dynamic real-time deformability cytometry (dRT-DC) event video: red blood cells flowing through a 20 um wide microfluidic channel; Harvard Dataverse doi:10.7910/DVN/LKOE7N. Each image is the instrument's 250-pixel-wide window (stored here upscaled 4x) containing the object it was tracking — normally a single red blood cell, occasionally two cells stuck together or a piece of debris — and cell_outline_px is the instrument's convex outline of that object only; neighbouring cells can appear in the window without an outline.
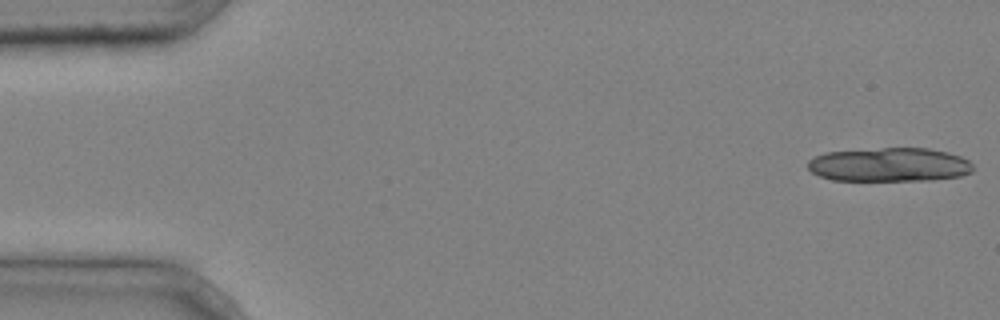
{"species": "common noctule bat (a hibernating species)", "species_latin": "Nyctalus noctula", "temperature_condition": "cold", "stored_images_in_passage": 6, "segment_of_instrument_passage": [1, 2], "camera_frame_rate_fps": 3000, "um_per_image_px": 0.085, "animal": {"sex": "male", "body_mass_g": 20.4}, "frame": {"image": 1, "passage_image": 1, "time_ms": 0.0, "image_size_px": [1000, 320], "cell_outline_px": [[972, 172], [960, 176], [932, 180], [832, 180], [820, 176], [812, 172], [808, 168], [808, 160], [824, 152], [880, 148], [928, 148], [948, 152], [960, 156], [968, 160], [972, 164]], "centroid_in_image_um": [75.6, 13.99], "position_along_channel_um": 9.4, "area_um2": 32.66}}